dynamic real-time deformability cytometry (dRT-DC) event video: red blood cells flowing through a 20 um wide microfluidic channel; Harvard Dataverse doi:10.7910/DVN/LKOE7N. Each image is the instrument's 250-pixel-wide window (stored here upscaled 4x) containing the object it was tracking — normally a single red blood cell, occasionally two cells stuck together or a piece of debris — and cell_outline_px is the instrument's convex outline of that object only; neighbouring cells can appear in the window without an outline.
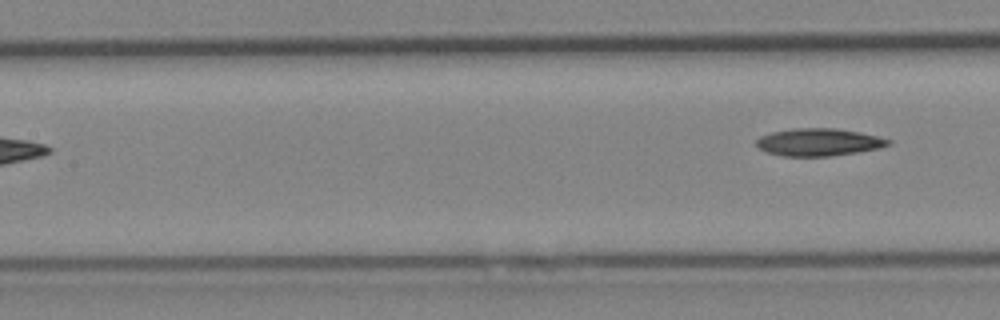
{"species": "Egyptian fruit bat (a non-hibernating species)", "species_latin": "Rousettus aegyptiacus", "temperature_condition": "cold", "stored_images_in_passage": 8, "segment_of_instrument_passage": [2, 2], "camera_frame_rate_fps": 3000, "um_per_image_px": 0.085, "animal": {"sex": "female"}, "frame": {"image": 1, "passage_image": 8, "time_ms": 8.0, "image_size_px": [1000, 320], "cell_outline_px": [[892, 144], [880, 148], [860, 152], [832, 156], [784, 156], [768, 152], [760, 148], [756, 144], [756, 140], [760, 136], [772, 132], [792, 128], [836, 128], [860, 132], [892, 140]], "centroid_in_image_um": [69.63, 12.08], "position_along_channel_um": 137.8, "area_um2": 21.21}}